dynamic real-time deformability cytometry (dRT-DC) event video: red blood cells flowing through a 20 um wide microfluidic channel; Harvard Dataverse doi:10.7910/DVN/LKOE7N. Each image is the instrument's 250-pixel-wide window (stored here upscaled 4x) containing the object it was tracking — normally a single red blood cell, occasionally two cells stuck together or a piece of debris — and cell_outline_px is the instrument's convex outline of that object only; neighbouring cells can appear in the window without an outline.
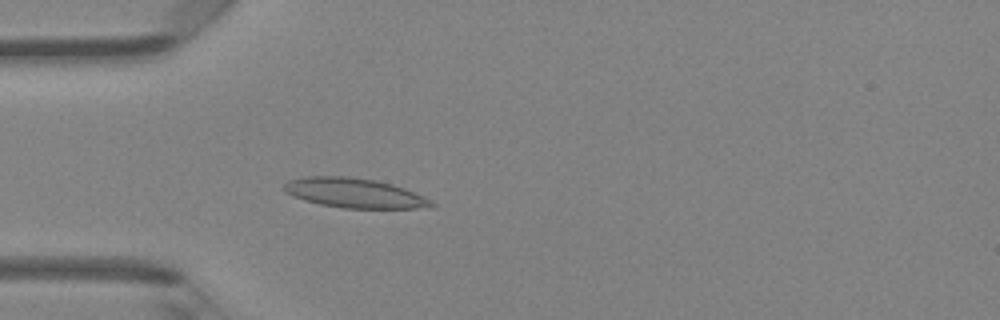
{"species": "Egyptian fruit bat (a non-hibernating species)", "species_latin": "Rousettus aegyptiacus", "temperature_condition": "room temperature", "stored_images_in_passage": 47, "camera_frame_rate_fps": 3000, "um_per_image_px": 0.085, "animal": {"sex": "female"}, "frame": {"image": 1, "passage_image": 14, "time_ms": 4.333, "image_size_px": [1000, 320], "cell_outline_px": [[436, 204], [432, 208], [344, 208], [320, 204], [304, 200], [292, 196], [284, 192], [284, 184], [288, 180], [304, 176], [348, 176], [376, 180], [392, 184], [404, 188], [424, 196], [432, 200]], "centroid_in_image_um": [30.13, 16.4], "position_along_channel_um": 54.9, "area_um2": 25.66}}
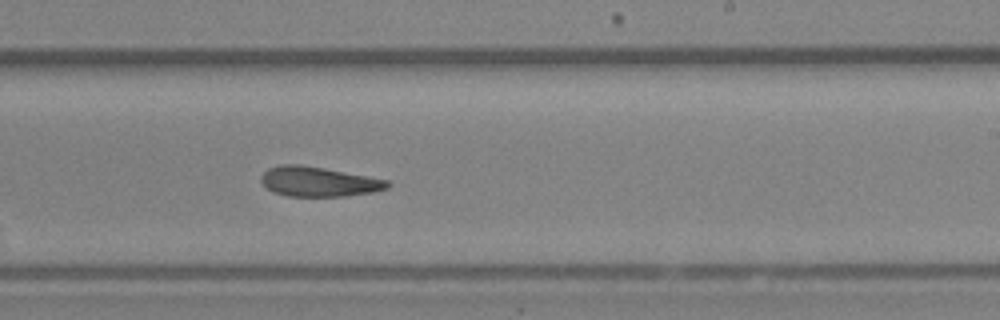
{"frame": {"image": 2, "passage_image": 29, "time_ms": 9.333, "image_size_px": [1000, 320], "cell_outline_px": [[392, 184], [388, 188], [372, 192], [344, 196], [288, 196], [272, 192], [260, 180], [260, 176], [268, 168], [280, 164], [300, 164], [324, 168], [388, 180]], "centroid_in_image_um": [27.06, 15.43], "position_along_channel_um": 261.9, "area_um2": 21.91}}
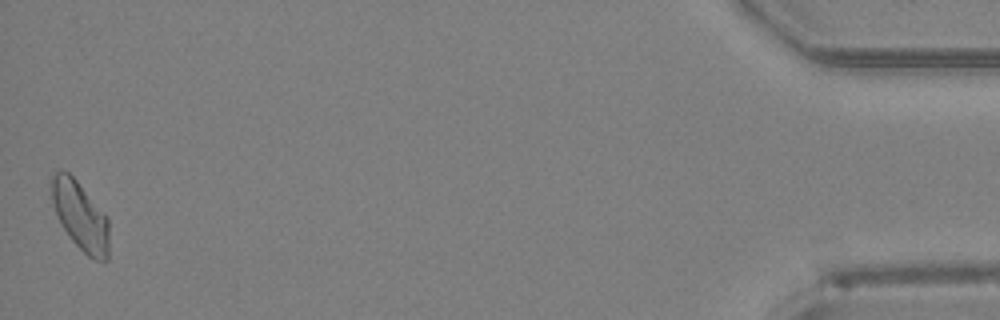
{"frame": {"image": 3, "passage_image": 47, "time_ms": 15.333, "image_size_px": [1000, 320], "cell_outline_px": [[108, 260], [96, 260], [88, 256], [72, 240], [60, 224], [52, 200], [52, 176], [60, 168], [68, 172], [76, 180], [108, 220]], "centroid_in_image_um": [6.81, 18.36], "position_along_channel_um": 428.4, "area_um2": 22.31}, "authors_computed_cell_mechanics": {"area_um2": 22.7732, "velocity_mm_per_s": 4.2865, "shape_relaxation_time_tau1_ms": null, "shape_relaxation_time_tau2_ms": 3.9304, "deformation_change_tau1": null, "deformation_change_tau2": 0.1273}}